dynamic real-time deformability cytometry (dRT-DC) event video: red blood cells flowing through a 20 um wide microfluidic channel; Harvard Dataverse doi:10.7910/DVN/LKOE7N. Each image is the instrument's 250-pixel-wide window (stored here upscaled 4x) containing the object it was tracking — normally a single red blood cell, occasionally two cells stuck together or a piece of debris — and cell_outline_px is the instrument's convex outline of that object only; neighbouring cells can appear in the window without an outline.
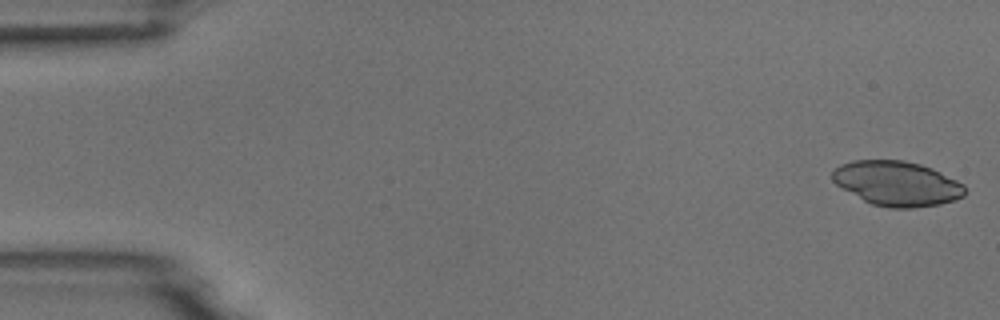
{"species": "common noctule bat (a hibernating species)", "species_latin": "Nyctalus noctula", "temperature_condition": "room temperature", "stored_images_in_passage": 49, "camera_frame_rate_fps": 3000, "um_per_image_px": 0.085, "animal": {"sex": "male", "body_mass_g": 18.8}, "frame": {"image": 1, "passage_image": 1, "time_ms": 0.0, "image_size_px": [1000, 320], "cell_outline_px": [[964, 196], [956, 200], [940, 204], [912, 208], [888, 208], [872, 204], [864, 200], [836, 184], [832, 180], [832, 172], [840, 164], [852, 160], [904, 160], [920, 164], [932, 168], [964, 184]], "centroid_in_image_um": [76.25, 15.59], "position_along_channel_um": 8.8, "area_um2": 34.45}}